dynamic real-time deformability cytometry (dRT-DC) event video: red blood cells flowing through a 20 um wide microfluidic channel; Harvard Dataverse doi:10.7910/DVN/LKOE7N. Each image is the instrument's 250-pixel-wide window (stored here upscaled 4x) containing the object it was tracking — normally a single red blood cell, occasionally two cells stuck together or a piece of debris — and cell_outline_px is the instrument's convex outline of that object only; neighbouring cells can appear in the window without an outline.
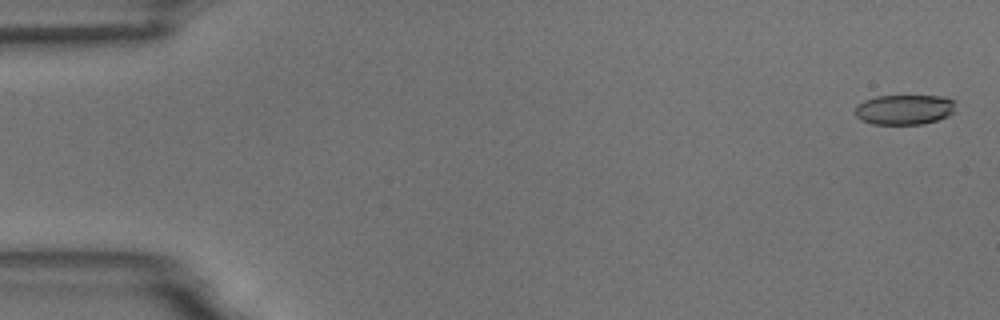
{"species": "common noctule bat (a hibernating species)", "species_latin": "Nyctalus noctula", "temperature_condition": "room temperature", "stored_images_in_passage": 7, "camera_frame_rate_fps": 3000, "um_per_image_px": 0.085, "animal": {"sex": "male", "body_mass_g": 18.8}, "frame": {"image": 1, "passage_image": 1, "time_ms": 0.0, "image_size_px": [1000, 320], "cell_outline_px": [[956, 100], [952, 112], [948, 116], [924, 124], [872, 124], [860, 120], [856, 116], [856, 104], [864, 100], [876, 96], [944, 96]], "centroid_in_image_um": [76.86, 9.31], "position_along_channel_um": 8.1, "area_um2": 17.69}}
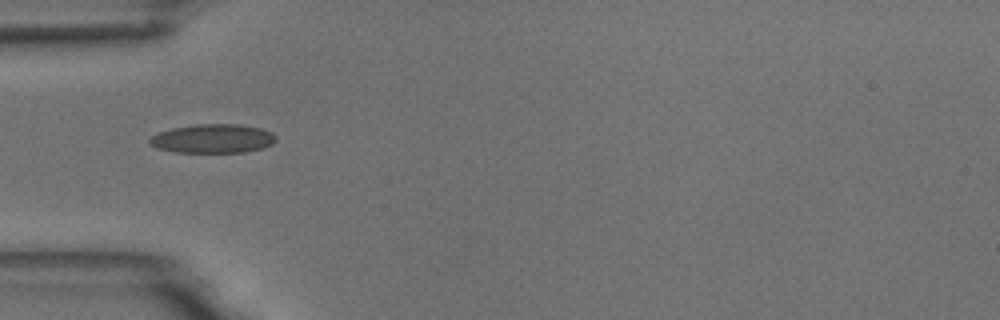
{"frame": {"image": 2, "passage_image": 5, "time_ms": 5.333, "image_size_px": [1000, 320], "cell_outline_px": [[276, 140], [272, 144], [264, 148], [244, 152], [176, 152], [156, 148], [148, 140], [152, 136], [160, 132], [172, 128], [196, 124], [240, 124], [260, 128], [272, 132], [276, 136]], "centroid_in_image_um": [18.13, 11.78], "position_along_channel_um": 66.9, "area_um2": 21.27}}